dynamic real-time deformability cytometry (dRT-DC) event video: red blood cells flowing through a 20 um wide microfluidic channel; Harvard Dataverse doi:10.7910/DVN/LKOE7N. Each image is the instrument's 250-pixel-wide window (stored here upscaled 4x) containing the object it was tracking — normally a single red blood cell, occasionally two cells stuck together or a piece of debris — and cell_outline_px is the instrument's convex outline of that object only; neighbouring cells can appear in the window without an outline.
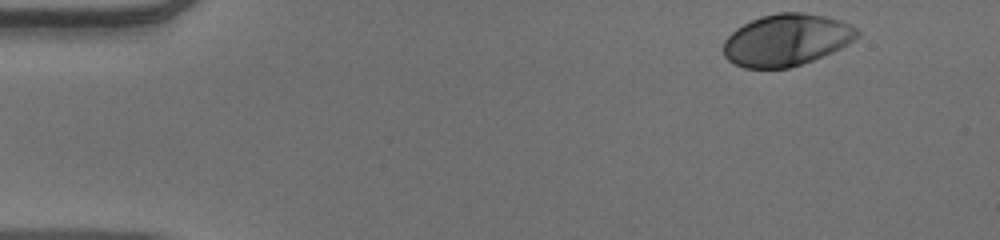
{"species": "human", "species_latin": "Homo sapiens", "temperature_condition": "warm", "stored_images_in_passage": 48, "camera_frame_rate_fps": 3000, "um_per_image_px": 0.085, "donor": {"sex": "male"}, "frame": {"image": 1, "passage_image": 1, "time_ms": 0.0, "image_size_px": [1000, 240], "cell_outline_px": [[860, 36], [848, 44], [832, 52], [812, 60], [788, 68], [744, 68], [728, 60], [724, 56], [724, 40], [736, 28], [760, 16], [776, 12], [804, 12], [824, 16], [840, 20], [856, 28], [860, 32]], "centroid_in_image_um": [66.85, 3.39], "position_along_channel_um": 18.1, "area_um2": 40.34}}
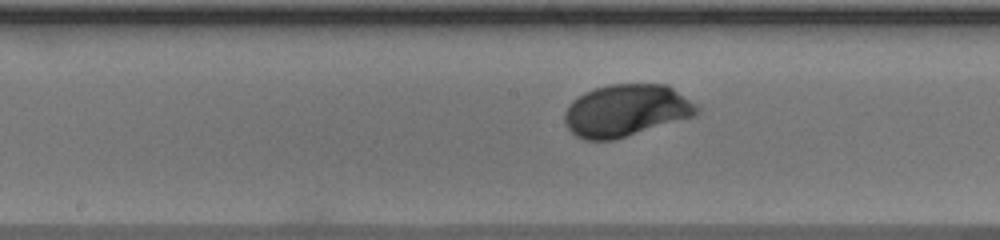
{"frame": {"image": 2, "passage_image": 23, "time_ms": 7.333, "image_size_px": [1000, 240], "cell_outline_px": [[700, 112], [696, 116], [616, 140], [584, 140], [576, 136], [568, 128], [564, 120], [564, 112], [572, 100], [584, 92], [608, 84], [668, 84], [696, 104], [700, 108]], "centroid_in_image_um": [53.24, 9.4], "position_along_channel_um": 195.0, "area_um2": 40.63}}
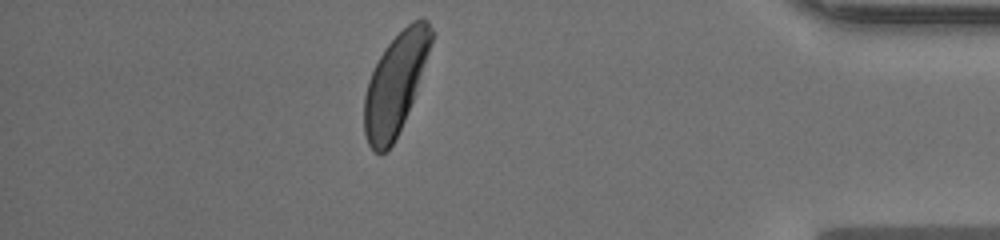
{"frame": {"image": 3, "passage_image": 42, "time_ms": 13.667, "image_size_px": [1000, 240], "cell_outline_px": [[436, 32], [412, 100], [404, 120], [392, 144], [384, 152], [376, 152], [368, 144], [364, 132], [364, 96], [368, 80], [380, 56], [388, 44], [412, 20], [420, 16], [428, 20]], "centroid_in_image_um": [33.63, 7.06], "position_along_channel_um": 401.6, "area_um2": 38.67}, "authors_computed_cell_mechanics": {"area_um2": 39.5063, "velocity_mm_per_s": 3.8765, "shape_relaxation_time_tau1_ms": 2.2696, "shape_relaxation_time_tau2_ms": null, "deformation_change_tau1": 0.1517, "deformation_change_tau2": null}}